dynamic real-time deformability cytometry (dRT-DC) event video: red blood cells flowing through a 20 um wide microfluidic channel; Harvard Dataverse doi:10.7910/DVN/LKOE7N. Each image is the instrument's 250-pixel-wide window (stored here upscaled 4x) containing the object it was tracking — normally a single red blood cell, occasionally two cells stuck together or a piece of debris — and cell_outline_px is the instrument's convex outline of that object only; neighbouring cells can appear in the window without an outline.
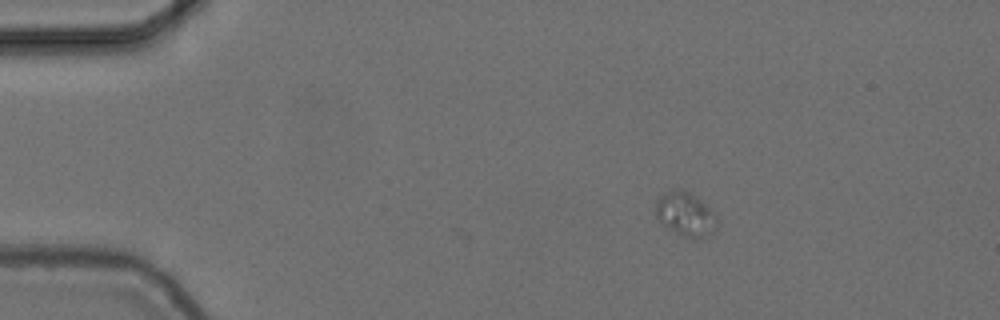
{"species": "common noctule bat (a hibernating species)", "species_latin": "Nyctalus noctula", "temperature_condition": "cold", "stored_images_in_passage": 2, "camera_frame_rate_fps": 3000, "um_per_image_px": 0.085, "animal": {"sex": "female", "body_mass_g": 24.6, "forearm_length_mm": 56.2}, "frame": {"image": 1, "passage_image": 2, "time_ms": 0.333, "image_size_px": [1000, 320], "cell_outline_px": [[720, 220], [716, 228], [712, 232], [692, 240], [668, 228], [656, 216], [656, 200], [660, 196], [668, 192], [680, 188], [696, 196], [712, 208], [716, 212]], "centroid_in_image_um": [58.33, 18.2], "position_along_channel_um": 26.7, "area_um2": 15.78}}